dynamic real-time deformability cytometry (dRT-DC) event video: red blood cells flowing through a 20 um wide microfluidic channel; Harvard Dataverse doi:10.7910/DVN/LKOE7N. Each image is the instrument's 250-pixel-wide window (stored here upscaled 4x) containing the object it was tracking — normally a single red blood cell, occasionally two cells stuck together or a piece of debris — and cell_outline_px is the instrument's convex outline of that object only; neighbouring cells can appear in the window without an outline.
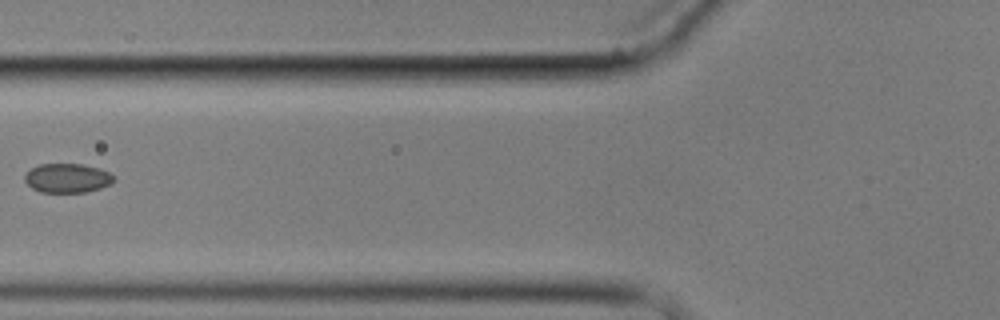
{"species": "common noctule bat (a hibernating species)", "species_latin": "Nyctalus noctula", "temperature_condition": "cold", "stored_images_in_passage": 3, "camera_frame_rate_fps": 3000, "um_per_image_px": 0.085, "animal": {"sex": "male", "body_mass_g": 17.9}, "frame": {"image": 1, "passage_image": 3, "time_ms": 2.333, "image_size_px": [1000, 320], "cell_outline_px": [[116, 180], [112, 184], [100, 188], [84, 192], [40, 192], [32, 188], [24, 180], [24, 176], [32, 168], [40, 164], [80, 164], [96, 168], [108, 172], [116, 176]], "centroid_in_image_um": [5.75, 15.14], "position_along_channel_um": 120.1, "area_um2": 15.09}}